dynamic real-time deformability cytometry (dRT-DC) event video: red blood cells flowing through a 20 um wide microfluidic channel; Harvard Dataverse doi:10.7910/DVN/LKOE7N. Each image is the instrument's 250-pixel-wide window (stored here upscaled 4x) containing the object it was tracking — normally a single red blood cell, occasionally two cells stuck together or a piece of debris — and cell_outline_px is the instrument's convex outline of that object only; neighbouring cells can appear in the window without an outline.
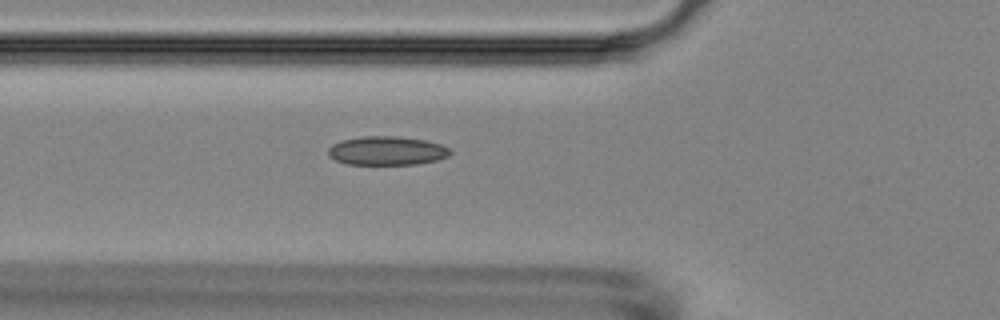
{"species": "Egyptian fruit bat (a non-hibernating species)", "species_latin": "Rousettus aegyptiacus", "temperature_condition": "room temperature", "stored_images_in_passage": 33, "camera_frame_rate_fps": 3000, "um_per_image_px": 0.085, "animal": {"sex": "female"}, "frame": {"image": 1, "passage_image": 3, "time_ms": 0.667, "image_size_px": [1000, 320], "cell_outline_px": [[452, 152], [448, 156], [436, 160], [416, 164], [348, 164], [336, 160], [328, 156], [328, 148], [332, 144], [340, 140], [360, 136], [400, 136], [424, 140], [440, 144], [448, 148]], "centroid_in_image_um": [32.85, 12.8], "position_along_channel_um": 93.0, "area_um2": 20.52}}
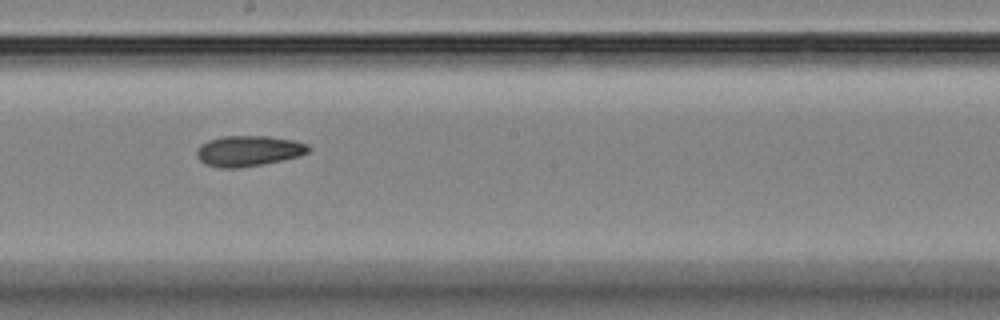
{"frame": {"image": 2, "passage_image": 14, "time_ms": 4.333, "image_size_px": [1000, 320], "cell_outline_px": [[312, 148], [308, 152], [300, 156], [264, 164], [236, 168], [220, 168], [208, 164], [200, 160], [196, 156], [196, 152], [200, 144], [208, 140], [220, 136], [268, 136], [292, 140], [308, 144]], "centroid_in_image_um": [21.13, 12.82], "position_along_channel_um": 227.1, "area_um2": 20.0}}
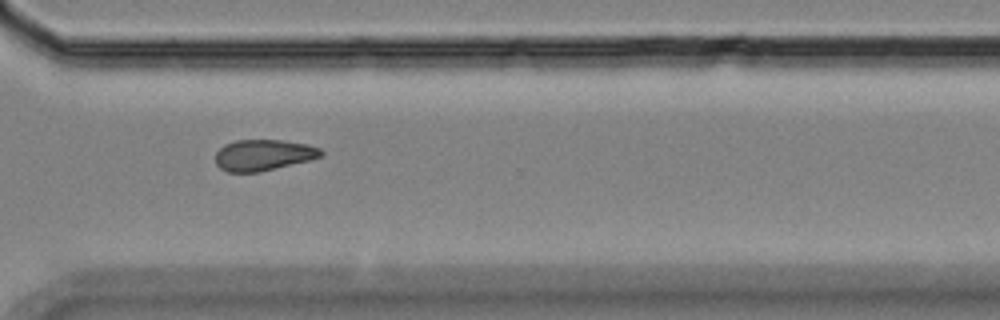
{"frame": {"image": 3, "passage_image": 24, "time_ms": 7.667, "image_size_px": [1000, 320], "cell_outline_px": [[324, 156], [260, 172], [228, 172], [220, 168], [216, 164], [216, 152], [224, 144], [236, 140], [280, 140], [308, 144], [320, 148], [324, 152]], "centroid_in_image_um": [22.39, 13.17], "position_along_channel_um": 348.2, "area_um2": 19.13}}